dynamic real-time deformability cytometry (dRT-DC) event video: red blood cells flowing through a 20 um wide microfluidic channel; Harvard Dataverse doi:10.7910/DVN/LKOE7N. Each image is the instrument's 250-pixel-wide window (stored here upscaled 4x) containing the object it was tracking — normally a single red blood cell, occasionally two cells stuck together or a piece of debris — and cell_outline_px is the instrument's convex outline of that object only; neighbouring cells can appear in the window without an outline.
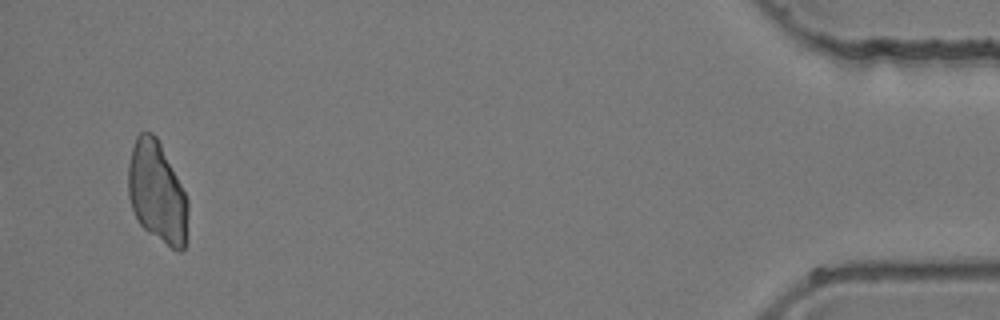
{"species": "common noctule bat (a hibernating species)", "species_latin": "Nyctalus noctula", "temperature_condition": "room temperature", "stored_images_in_passage": 41, "segment_of_instrument_passage": [2, 2], "camera_frame_rate_fps": 3000, "um_per_image_px": 0.085, "animal": {"sex": "female", "body_mass_g": 24.6, "forearm_length_mm": 56.2}, "frame": {"image": 1, "passage_image": 41, "time_ms": 13.333, "image_size_px": [1000, 320], "cell_outline_px": [[188, 240], [184, 248], [180, 252], [176, 252], [148, 232], [140, 224], [132, 208], [128, 196], [128, 164], [132, 148], [136, 136], [140, 132], [152, 132], [156, 136], [188, 200]], "centroid_in_image_um": [13.36, 16.41], "position_along_channel_um": 421.8, "area_um2": 35.37}}